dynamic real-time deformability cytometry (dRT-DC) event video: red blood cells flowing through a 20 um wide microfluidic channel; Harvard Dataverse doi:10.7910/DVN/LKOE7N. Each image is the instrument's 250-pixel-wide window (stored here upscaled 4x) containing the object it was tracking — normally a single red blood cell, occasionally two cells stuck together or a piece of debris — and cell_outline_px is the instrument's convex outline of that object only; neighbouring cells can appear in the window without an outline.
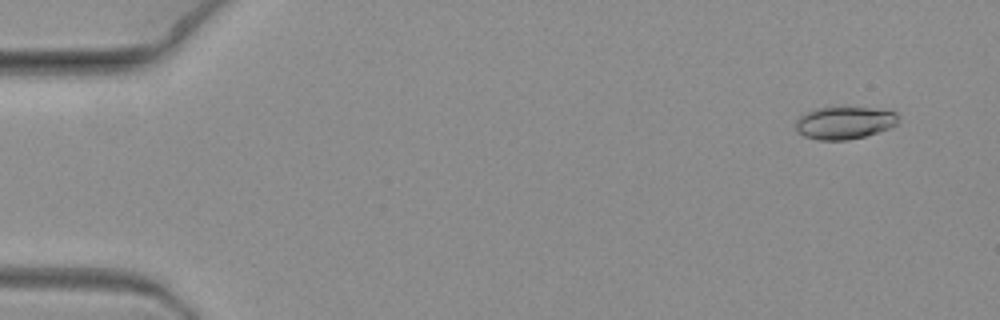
{"species": "common noctule bat (a hibernating species)", "species_latin": "Nyctalus noctula", "temperature_condition": "warm", "stored_images_in_passage": 6, "camera_frame_rate_fps": 3000, "um_per_image_px": 0.085, "animal": {"sex": "female", "body_mass_g": 19.3, "forearm_length_mm": 54.1}, "frame": {"image": 1, "passage_image": 2, "time_ms": 0.333, "image_size_px": [1000, 320], "cell_outline_px": [[900, 120], [892, 128], [864, 136], [848, 140], [820, 140], [804, 136], [796, 132], [796, 120], [804, 112], [816, 108], [848, 104], [888, 108], [896, 112], [900, 116]], "centroid_in_image_um": [71.85, 10.36], "position_along_channel_um": 13.1, "area_um2": 20.81}}
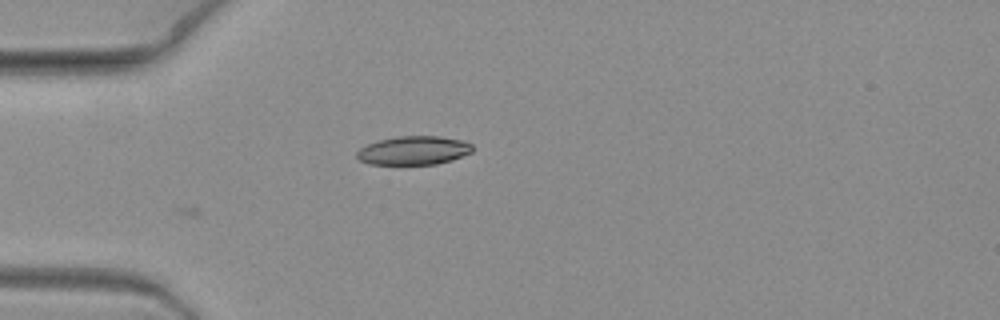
{"frame": {"image": 2, "passage_image": 6, "time_ms": 1.667, "image_size_px": [1000, 320], "cell_outline_px": [[472, 152], [452, 160], [436, 164], [368, 164], [360, 160], [356, 156], [356, 152], [360, 148], [368, 144], [380, 140], [400, 136], [440, 136], [464, 140], [472, 144]], "centroid_in_image_um": [35.18, 12.79], "position_along_channel_um": 49.8, "area_um2": 19.31}}